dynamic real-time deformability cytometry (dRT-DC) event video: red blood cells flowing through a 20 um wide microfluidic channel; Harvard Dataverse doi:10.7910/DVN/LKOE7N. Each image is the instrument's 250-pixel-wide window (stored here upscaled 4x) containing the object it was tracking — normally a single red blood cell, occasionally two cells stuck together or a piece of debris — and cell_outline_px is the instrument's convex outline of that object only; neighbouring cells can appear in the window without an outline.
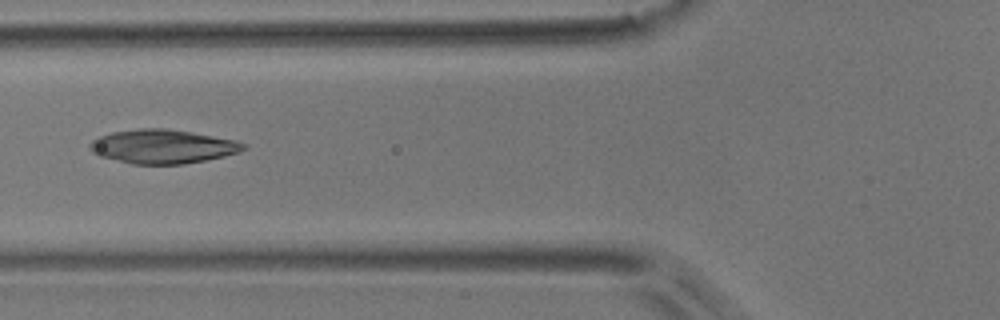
{"species": "common noctule bat (a hibernating species)", "species_latin": "Nyctalus noctula", "temperature_condition": "room temperature", "stored_images_in_passage": 5, "camera_frame_rate_fps": 3000, "um_per_image_px": 0.085, "animal": {"sex": "male", "body_mass_g": 17.9}, "frame": {"image": 1, "passage_image": 5, "time_ms": 4.667, "image_size_px": [1000, 320], "cell_outline_px": [[244, 148], [240, 152], [224, 156], [184, 164], [132, 164], [100, 156], [92, 152], [88, 148], [88, 144], [92, 140], [100, 136], [112, 132], [140, 128], [164, 128], [192, 132], [236, 140], [244, 144]], "centroid_in_image_um": [13.79, 12.45], "position_along_channel_um": 112.0, "area_um2": 30.29}}